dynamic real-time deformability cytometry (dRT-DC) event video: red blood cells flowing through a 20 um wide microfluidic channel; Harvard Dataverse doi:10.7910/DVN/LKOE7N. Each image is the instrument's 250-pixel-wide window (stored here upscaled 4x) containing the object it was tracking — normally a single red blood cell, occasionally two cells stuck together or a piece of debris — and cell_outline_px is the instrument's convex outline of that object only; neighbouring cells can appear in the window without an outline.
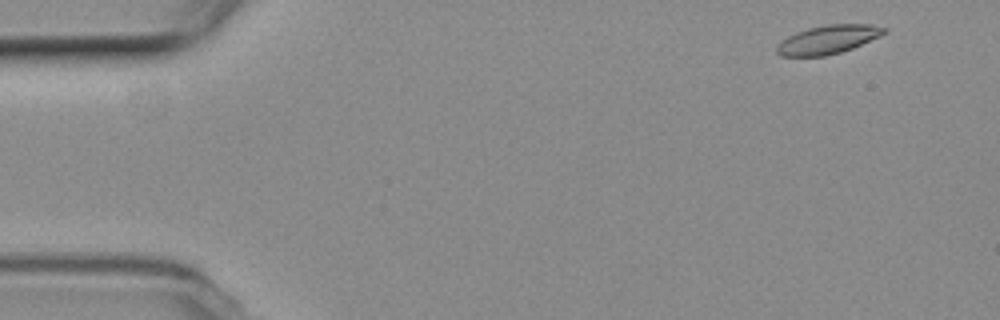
{"species": "common noctule bat (a hibernating species)", "species_latin": "Nyctalus noctula", "temperature_condition": "room temperature", "stored_images_in_passage": 29, "camera_frame_rate_fps": 3000, "um_per_image_px": 0.085, "animal": {"sex": "female", "body_mass_g": 19.3, "forearm_length_mm": 54.1}, "frame": {"image": 1, "passage_image": 2, "time_ms": 0.333, "image_size_px": [1000, 320], "cell_outline_px": [[888, 32], [880, 36], [852, 48], [840, 52], [824, 56], [780, 56], [776, 52], [776, 44], [788, 36], [796, 32], [808, 28], [828, 24], [872, 24], [888, 28]], "centroid_in_image_um": [70.39, 3.35], "position_along_channel_um": 14.6, "area_um2": 17.98}}
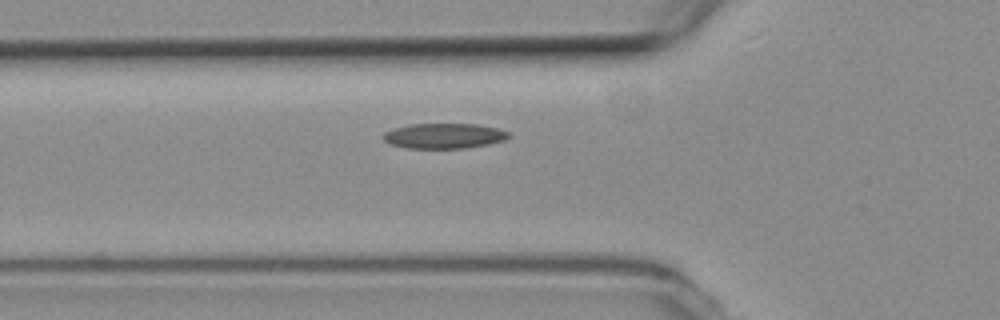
{"frame": {"image": 2, "passage_image": 17, "time_ms": 5.333, "image_size_px": [1000, 320], "cell_outline_px": [[512, 136], [504, 140], [488, 144], [464, 148], [408, 148], [392, 144], [384, 140], [380, 136], [384, 132], [392, 128], [408, 124], [476, 124], [496, 128], [508, 132]], "centroid_in_image_um": [37.71, 11.54], "position_along_channel_um": 88.1, "area_um2": 18.44}}
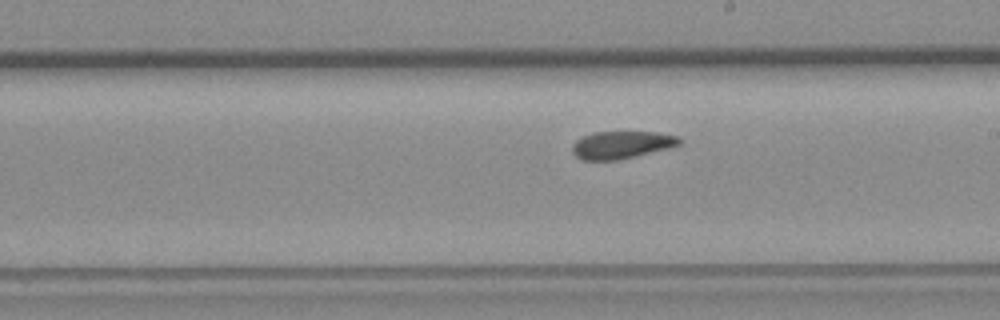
{"frame": {"image": 3, "passage_image": 29, "time_ms": 9.333, "image_size_px": [1000, 320], "cell_outline_px": [[680, 144], [668, 148], [636, 156], [616, 160], [580, 160], [572, 152], [572, 148], [576, 140], [584, 136], [596, 132], [656, 132], [680, 136]], "centroid_in_image_um": [52.83, 12.31], "position_along_channel_um": 236.2, "area_um2": 17.05}}